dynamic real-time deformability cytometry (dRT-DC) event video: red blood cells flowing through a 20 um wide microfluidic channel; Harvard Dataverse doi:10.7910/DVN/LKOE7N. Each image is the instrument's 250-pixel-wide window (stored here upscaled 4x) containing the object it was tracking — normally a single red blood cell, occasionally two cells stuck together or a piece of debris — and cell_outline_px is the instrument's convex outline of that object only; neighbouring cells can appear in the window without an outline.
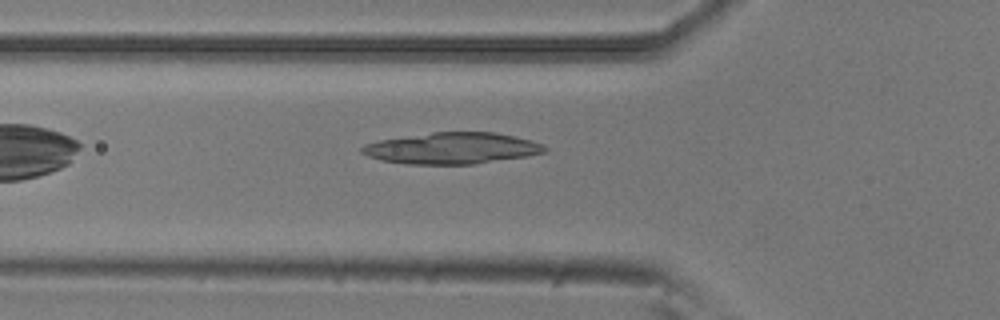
{"species": "common noctule bat (a hibernating species)", "species_latin": "Nyctalus noctula", "temperature_condition": "room temperature", "stored_images_in_passage": 5, "camera_frame_rate_fps": 3000, "um_per_image_px": 0.085, "animal": {"sex": "male", "body_mass_g": 20.5, "forearm_length_mm": 52.5}, "frame": {"image": 1, "passage_image": 2, "time_ms": 0.333, "image_size_px": [1000, 320], "cell_outline_px": [[548, 152], [528, 156], [472, 164], [404, 164], [380, 160], [368, 156], [360, 152], [360, 148], [364, 144], [380, 140], [432, 132], [496, 132], [544, 144], [548, 148]], "centroid_in_image_um": [38.42, 12.6], "position_along_channel_um": 87.4, "area_um2": 33.41}}